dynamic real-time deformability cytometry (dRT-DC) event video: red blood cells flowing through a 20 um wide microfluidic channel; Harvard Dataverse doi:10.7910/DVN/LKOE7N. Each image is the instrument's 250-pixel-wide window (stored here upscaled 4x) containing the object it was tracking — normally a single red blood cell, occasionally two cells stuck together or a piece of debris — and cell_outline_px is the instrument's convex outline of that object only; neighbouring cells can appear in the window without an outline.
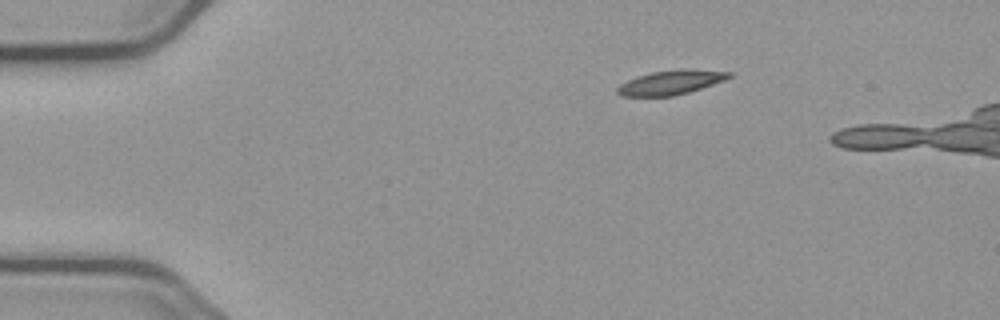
{"species": "common noctule bat (a hibernating species)", "species_latin": "Nyctalus noctula", "temperature_condition": "cold", "stored_images_in_passage": 4, "camera_frame_rate_fps": 3000, "um_per_image_px": 0.085, "animal": {"sex": "male", "body_mass_g": 23.1, "forearm_length_mm": 52.7}, "frame": {"image": 1, "passage_image": 1, "time_ms": 0.0, "image_size_px": [1000, 320], "cell_outline_px": [[732, 76], [724, 80], [688, 92], [672, 96], [620, 96], [616, 92], [616, 88], [620, 84], [636, 76], [652, 72], [684, 68], [692, 68], [732, 72]], "centroid_in_image_um": [57.01, 6.99], "position_along_channel_um": 28.0, "area_um2": 15.9}}